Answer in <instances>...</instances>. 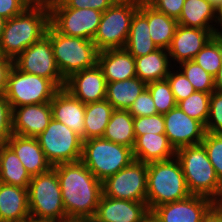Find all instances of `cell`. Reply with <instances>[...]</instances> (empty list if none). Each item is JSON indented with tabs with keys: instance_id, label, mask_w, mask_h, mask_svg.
I'll return each instance as SVG.
<instances>
[{
	"instance_id": "f5cc1de1",
	"label": "cell",
	"mask_w": 222,
	"mask_h": 222,
	"mask_svg": "<svg viewBox=\"0 0 222 222\" xmlns=\"http://www.w3.org/2000/svg\"><path fill=\"white\" fill-rule=\"evenodd\" d=\"M6 21L7 20L5 18L0 16V42H1V39H2V35H3V31H4V27H5Z\"/></svg>"
},
{
	"instance_id": "ab89813d",
	"label": "cell",
	"mask_w": 222,
	"mask_h": 222,
	"mask_svg": "<svg viewBox=\"0 0 222 222\" xmlns=\"http://www.w3.org/2000/svg\"><path fill=\"white\" fill-rule=\"evenodd\" d=\"M208 133H222V93L214 91L210 95L209 116L205 125Z\"/></svg>"
},
{
	"instance_id": "74e56055",
	"label": "cell",
	"mask_w": 222,
	"mask_h": 222,
	"mask_svg": "<svg viewBox=\"0 0 222 222\" xmlns=\"http://www.w3.org/2000/svg\"><path fill=\"white\" fill-rule=\"evenodd\" d=\"M135 136L147 133L165 134V120L163 114L134 118Z\"/></svg>"
},
{
	"instance_id": "44dd1931",
	"label": "cell",
	"mask_w": 222,
	"mask_h": 222,
	"mask_svg": "<svg viewBox=\"0 0 222 222\" xmlns=\"http://www.w3.org/2000/svg\"><path fill=\"white\" fill-rule=\"evenodd\" d=\"M7 145L15 152L31 177L46 173L52 168L36 137H25L12 133Z\"/></svg>"
},
{
	"instance_id": "83f0119b",
	"label": "cell",
	"mask_w": 222,
	"mask_h": 222,
	"mask_svg": "<svg viewBox=\"0 0 222 222\" xmlns=\"http://www.w3.org/2000/svg\"><path fill=\"white\" fill-rule=\"evenodd\" d=\"M147 84L138 77L107 83L106 100L116 110H129Z\"/></svg>"
},
{
	"instance_id": "836d02e7",
	"label": "cell",
	"mask_w": 222,
	"mask_h": 222,
	"mask_svg": "<svg viewBox=\"0 0 222 222\" xmlns=\"http://www.w3.org/2000/svg\"><path fill=\"white\" fill-rule=\"evenodd\" d=\"M210 95L202 91H195L177 103V106L189 117L202 122L206 125L209 116Z\"/></svg>"
},
{
	"instance_id": "6f0895ef",
	"label": "cell",
	"mask_w": 222,
	"mask_h": 222,
	"mask_svg": "<svg viewBox=\"0 0 222 222\" xmlns=\"http://www.w3.org/2000/svg\"><path fill=\"white\" fill-rule=\"evenodd\" d=\"M4 57H5V55L3 54L2 49H1V47H0V61H1Z\"/></svg>"
},
{
	"instance_id": "4316f807",
	"label": "cell",
	"mask_w": 222,
	"mask_h": 222,
	"mask_svg": "<svg viewBox=\"0 0 222 222\" xmlns=\"http://www.w3.org/2000/svg\"><path fill=\"white\" fill-rule=\"evenodd\" d=\"M171 65L168 50L158 48L150 54L135 58L136 77L146 84L164 80L174 67Z\"/></svg>"
},
{
	"instance_id": "e575fe53",
	"label": "cell",
	"mask_w": 222,
	"mask_h": 222,
	"mask_svg": "<svg viewBox=\"0 0 222 222\" xmlns=\"http://www.w3.org/2000/svg\"><path fill=\"white\" fill-rule=\"evenodd\" d=\"M179 69L190 81L196 91L212 93L215 91L214 77L193 60L179 63Z\"/></svg>"
},
{
	"instance_id": "9f6ffc18",
	"label": "cell",
	"mask_w": 222,
	"mask_h": 222,
	"mask_svg": "<svg viewBox=\"0 0 222 222\" xmlns=\"http://www.w3.org/2000/svg\"><path fill=\"white\" fill-rule=\"evenodd\" d=\"M18 222H35V220L33 218H28L26 220L18 221Z\"/></svg>"
},
{
	"instance_id": "4fadbf2b",
	"label": "cell",
	"mask_w": 222,
	"mask_h": 222,
	"mask_svg": "<svg viewBox=\"0 0 222 222\" xmlns=\"http://www.w3.org/2000/svg\"><path fill=\"white\" fill-rule=\"evenodd\" d=\"M13 65L22 72L50 79L59 89L65 87L66 80L56 65L51 40L47 35L19 54L13 60Z\"/></svg>"
},
{
	"instance_id": "ba28073f",
	"label": "cell",
	"mask_w": 222,
	"mask_h": 222,
	"mask_svg": "<svg viewBox=\"0 0 222 222\" xmlns=\"http://www.w3.org/2000/svg\"><path fill=\"white\" fill-rule=\"evenodd\" d=\"M140 0H117L103 12L97 33L93 39L99 52L124 48L130 32L133 15Z\"/></svg>"
},
{
	"instance_id": "277c9868",
	"label": "cell",
	"mask_w": 222,
	"mask_h": 222,
	"mask_svg": "<svg viewBox=\"0 0 222 222\" xmlns=\"http://www.w3.org/2000/svg\"><path fill=\"white\" fill-rule=\"evenodd\" d=\"M175 157L181 165L191 195L214 200L220 194L222 183L202 144L178 148Z\"/></svg>"
},
{
	"instance_id": "7402d4cb",
	"label": "cell",
	"mask_w": 222,
	"mask_h": 222,
	"mask_svg": "<svg viewBox=\"0 0 222 222\" xmlns=\"http://www.w3.org/2000/svg\"><path fill=\"white\" fill-rule=\"evenodd\" d=\"M97 64L107 83L136 77L135 58L125 48L99 52Z\"/></svg>"
},
{
	"instance_id": "680465c9",
	"label": "cell",
	"mask_w": 222,
	"mask_h": 222,
	"mask_svg": "<svg viewBox=\"0 0 222 222\" xmlns=\"http://www.w3.org/2000/svg\"><path fill=\"white\" fill-rule=\"evenodd\" d=\"M4 145H5V144L0 143V158H1V151H2V148H3Z\"/></svg>"
},
{
	"instance_id": "816d5d0a",
	"label": "cell",
	"mask_w": 222,
	"mask_h": 222,
	"mask_svg": "<svg viewBox=\"0 0 222 222\" xmlns=\"http://www.w3.org/2000/svg\"><path fill=\"white\" fill-rule=\"evenodd\" d=\"M217 27L219 26L220 24V28L222 30V6L217 10ZM221 34H222V31H221Z\"/></svg>"
},
{
	"instance_id": "f6af8a7d",
	"label": "cell",
	"mask_w": 222,
	"mask_h": 222,
	"mask_svg": "<svg viewBox=\"0 0 222 222\" xmlns=\"http://www.w3.org/2000/svg\"><path fill=\"white\" fill-rule=\"evenodd\" d=\"M35 0H0V16L6 20L17 16Z\"/></svg>"
},
{
	"instance_id": "8992f818",
	"label": "cell",
	"mask_w": 222,
	"mask_h": 222,
	"mask_svg": "<svg viewBox=\"0 0 222 222\" xmlns=\"http://www.w3.org/2000/svg\"><path fill=\"white\" fill-rule=\"evenodd\" d=\"M133 159L130 147L103 137L83 141L81 161L101 182L128 166Z\"/></svg>"
},
{
	"instance_id": "9c48e42d",
	"label": "cell",
	"mask_w": 222,
	"mask_h": 222,
	"mask_svg": "<svg viewBox=\"0 0 222 222\" xmlns=\"http://www.w3.org/2000/svg\"><path fill=\"white\" fill-rule=\"evenodd\" d=\"M59 88L50 80L11 68L4 96L11 109L19 106L50 102Z\"/></svg>"
},
{
	"instance_id": "484cf974",
	"label": "cell",
	"mask_w": 222,
	"mask_h": 222,
	"mask_svg": "<svg viewBox=\"0 0 222 222\" xmlns=\"http://www.w3.org/2000/svg\"><path fill=\"white\" fill-rule=\"evenodd\" d=\"M178 24L184 27L201 28L206 30H221L213 22H217V10L208 0H185ZM211 23V24H210Z\"/></svg>"
},
{
	"instance_id": "4dcf8cb0",
	"label": "cell",
	"mask_w": 222,
	"mask_h": 222,
	"mask_svg": "<svg viewBox=\"0 0 222 222\" xmlns=\"http://www.w3.org/2000/svg\"><path fill=\"white\" fill-rule=\"evenodd\" d=\"M114 110L113 106L106 99L85 105L84 141L103 137Z\"/></svg>"
},
{
	"instance_id": "7bdbcfd3",
	"label": "cell",
	"mask_w": 222,
	"mask_h": 222,
	"mask_svg": "<svg viewBox=\"0 0 222 222\" xmlns=\"http://www.w3.org/2000/svg\"><path fill=\"white\" fill-rule=\"evenodd\" d=\"M167 16L179 19L185 0H142Z\"/></svg>"
},
{
	"instance_id": "d6a6232c",
	"label": "cell",
	"mask_w": 222,
	"mask_h": 222,
	"mask_svg": "<svg viewBox=\"0 0 222 222\" xmlns=\"http://www.w3.org/2000/svg\"><path fill=\"white\" fill-rule=\"evenodd\" d=\"M193 61L215 77L222 65V34L214 35L197 53Z\"/></svg>"
},
{
	"instance_id": "681fc988",
	"label": "cell",
	"mask_w": 222,
	"mask_h": 222,
	"mask_svg": "<svg viewBox=\"0 0 222 222\" xmlns=\"http://www.w3.org/2000/svg\"><path fill=\"white\" fill-rule=\"evenodd\" d=\"M140 222H161V221L153 211L148 210V212L142 217Z\"/></svg>"
},
{
	"instance_id": "ac0fdd59",
	"label": "cell",
	"mask_w": 222,
	"mask_h": 222,
	"mask_svg": "<svg viewBox=\"0 0 222 222\" xmlns=\"http://www.w3.org/2000/svg\"><path fill=\"white\" fill-rule=\"evenodd\" d=\"M52 119L50 102L19 106L12 109V133L37 137Z\"/></svg>"
},
{
	"instance_id": "1f68e13d",
	"label": "cell",
	"mask_w": 222,
	"mask_h": 222,
	"mask_svg": "<svg viewBox=\"0 0 222 222\" xmlns=\"http://www.w3.org/2000/svg\"><path fill=\"white\" fill-rule=\"evenodd\" d=\"M32 177L29 175L15 152L5 144L0 158V182L28 188Z\"/></svg>"
},
{
	"instance_id": "ee69618b",
	"label": "cell",
	"mask_w": 222,
	"mask_h": 222,
	"mask_svg": "<svg viewBox=\"0 0 222 222\" xmlns=\"http://www.w3.org/2000/svg\"><path fill=\"white\" fill-rule=\"evenodd\" d=\"M65 7L74 9L91 8L105 12L117 0H59Z\"/></svg>"
},
{
	"instance_id": "11a10c76",
	"label": "cell",
	"mask_w": 222,
	"mask_h": 222,
	"mask_svg": "<svg viewBox=\"0 0 222 222\" xmlns=\"http://www.w3.org/2000/svg\"><path fill=\"white\" fill-rule=\"evenodd\" d=\"M35 222H76L70 219H63V220H35Z\"/></svg>"
},
{
	"instance_id": "5bb4252c",
	"label": "cell",
	"mask_w": 222,
	"mask_h": 222,
	"mask_svg": "<svg viewBox=\"0 0 222 222\" xmlns=\"http://www.w3.org/2000/svg\"><path fill=\"white\" fill-rule=\"evenodd\" d=\"M165 135L175 150L201 144L206 134L205 125L189 117L178 106L163 115Z\"/></svg>"
},
{
	"instance_id": "7dc6e473",
	"label": "cell",
	"mask_w": 222,
	"mask_h": 222,
	"mask_svg": "<svg viewBox=\"0 0 222 222\" xmlns=\"http://www.w3.org/2000/svg\"><path fill=\"white\" fill-rule=\"evenodd\" d=\"M201 222H222V214L213 205L203 216Z\"/></svg>"
},
{
	"instance_id": "7c38bea8",
	"label": "cell",
	"mask_w": 222,
	"mask_h": 222,
	"mask_svg": "<svg viewBox=\"0 0 222 222\" xmlns=\"http://www.w3.org/2000/svg\"><path fill=\"white\" fill-rule=\"evenodd\" d=\"M103 195L146 203L147 163L135 160L102 182Z\"/></svg>"
},
{
	"instance_id": "30bf717a",
	"label": "cell",
	"mask_w": 222,
	"mask_h": 222,
	"mask_svg": "<svg viewBox=\"0 0 222 222\" xmlns=\"http://www.w3.org/2000/svg\"><path fill=\"white\" fill-rule=\"evenodd\" d=\"M36 139L52 166L81 160L82 138L54 118Z\"/></svg>"
},
{
	"instance_id": "60d3db41",
	"label": "cell",
	"mask_w": 222,
	"mask_h": 222,
	"mask_svg": "<svg viewBox=\"0 0 222 222\" xmlns=\"http://www.w3.org/2000/svg\"><path fill=\"white\" fill-rule=\"evenodd\" d=\"M128 111L134 118L158 114L147 88L135 99Z\"/></svg>"
},
{
	"instance_id": "f35d334b",
	"label": "cell",
	"mask_w": 222,
	"mask_h": 222,
	"mask_svg": "<svg viewBox=\"0 0 222 222\" xmlns=\"http://www.w3.org/2000/svg\"><path fill=\"white\" fill-rule=\"evenodd\" d=\"M166 79L170 85L176 103L186 99L196 91L183 72L180 71V69L176 72L170 70Z\"/></svg>"
},
{
	"instance_id": "d4e9b609",
	"label": "cell",
	"mask_w": 222,
	"mask_h": 222,
	"mask_svg": "<svg viewBox=\"0 0 222 222\" xmlns=\"http://www.w3.org/2000/svg\"><path fill=\"white\" fill-rule=\"evenodd\" d=\"M138 10L148 20L149 33L154 44L157 48L167 50L170 47L178 25L177 20L157 11L142 0L139 2Z\"/></svg>"
},
{
	"instance_id": "f907efd6",
	"label": "cell",
	"mask_w": 222,
	"mask_h": 222,
	"mask_svg": "<svg viewBox=\"0 0 222 222\" xmlns=\"http://www.w3.org/2000/svg\"><path fill=\"white\" fill-rule=\"evenodd\" d=\"M213 205L217 210L222 214V191L220 194L213 200Z\"/></svg>"
},
{
	"instance_id": "c3c4849f",
	"label": "cell",
	"mask_w": 222,
	"mask_h": 222,
	"mask_svg": "<svg viewBox=\"0 0 222 222\" xmlns=\"http://www.w3.org/2000/svg\"><path fill=\"white\" fill-rule=\"evenodd\" d=\"M215 91L222 93V65L214 77Z\"/></svg>"
},
{
	"instance_id": "7a4b0ae2",
	"label": "cell",
	"mask_w": 222,
	"mask_h": 222,
	"mask_svg": "<svg viewBox=\"0 0 222 222\" xmlns=\"http://www.w3.org/2000/svg\"><path fill=\"white\" fill-rule=\"evenodd\" d=\"M50 25L46 0H35L22 13L6 21L0 47L6 57L15 59L27 47L42 39Z\"/></svg>"
},
{
	"instance_id": "2e32d148",
	"label": "cell",
	"mask_w": 222,
	"mask_h": 222,
	"mask_svg": "<svg viewBox=\"0 0 222 222\" xmlns=\"http://www.w3.org/2000/svg\"><path fill=\"white\" fill-rule=\"evenodd\" d=\"M212 206V199L190 195L182 200L162 204L152 211L161 222H201Z\"/></svg>"
},
{
	"instance_id": "f1b7e54d",
	"label": "cell",
	"mask_w": 222,
	"mask_h": 222,
	"mask_svg": "<svg viewBox=\"0 0 222 222\" xmlns=\"http://www.w3.org/2000/svg\"><path fill=\"white\" fill-rule=\"evenodd\" d=\"M124 48L134 58L145 56L158 49L150 37L148 20L139 10L132 17Z\"/></svg>"
},
{
	"instance_id": "5b68a950",
	"label": "cell",
	"mask_w": 222,
	"mask_h": 222,
	"mask_svg": "<svg viewBox=\"0 0 222 222\" xmlns=\"http://www.w3.org/2000/svg\"><path fill=\"white\" fill-rule=\"evenodd\" d=\"M46 35L51 40L56 65L65 80L73 73L97 65L99 51L92 40L66 36L51 24Z\"/></svg>"
},
{
	"instance_id": "cb8c5ba5",
	"label": "cell",
	"mask_w": 222,
	"mask_h": 222,
	"mask_svg": "<svg viewBox=\"0 0 222 222\" xmlns=\"http://www.w3.org/2000/svg\"><path fill=\"white\" fill-rule=\"evenodd\" d=\"M132 154L135 160L148 164L171 159L176 150L165 134L145 133L135 137Z\"/></svg>"
},
{
	"instance_id": "603a6c76",
	"label": "cell",
	"mask_w": 222,
	"mask_h": 222,
	"mask_svg": "<svg viewBox=\"0 0 222 222\" xmlns=\"http://www.w3.org/2000/svg\"><path fill=\"white\" fill-rule=\"evenodd\" d=\"M30 218L27 188L0 182V222Z\"/></svg>"
},
{
	"instance_id": "bcb514c9",
	"label": "cell",
	"mask_w": 222,
	"mask_h": 222,
	"mask_svg": "<svg viewBox=\"0 0 222 222\" xmlns=\"http://www.w3.org/2000/svg\"><path fill=\"white\" fill-rule=\"evenodd\" d=\"M12 67L13 59L5 56L0 61V95L5 93L8 75Z\"/></svg>"
},
{
	"instance_id": "d6986e66",
	"label": "cell",
	"mask_w": 222,
	"mask_h": 222,
	"mask_svg": "<svg viewBox=\"0 0 222 222\" xmlns=\"http://www.w3.org/2000/svg\"><path fill=\"white\" fill-rule=\"evenodd\" d=\"M148 210L145 202L110 198L102 194L90 222H140Z\"/></svg>"
},
{
	"instance_id": "52a82bcc",
	"label": "cell",
	"mask_w": 222,
	"mask_h": 222,
	"mask_svg": "<svg viewBox=\"0 0 222 222\" xmlns=\"http://www.w3.org/2000/svg\"><path fill=\"white\" fill-rule=\"evenodd\" d=\"M27 190L30 218L34 220L68 219L57 173L53 168L46 173L33 176Z\"/></svg>"
},
{
	"instance_id": "d590c367",
	"label": "cell",
	"mask_w": 222,
	"mask_h": 222,
	"mask_svg": "<svg viewBox=\"0 0 222 222\" xmlns=\"http://www.w3.org/2000/svg\"><path fill=\"white\" fill-rule=\"evenodd\" d=\"M153 99L158 114H166L177 106L167 79L150 82L146 87Z\"/></svg>"
},
{
	"instance_id": "b9f144b4",
	"label": "cell",
	"mask_w": 222,
	"mask_h": 222,
	"mask_svg": "<svg viewBox=\"0 0 222 222\" xmlns=\"http://www.w3.org/2000/svg\"><path fill=\"white\" fill-rule=\"evenodd\" d=\"M12 135V109L6 97L0 95V143L7 144Z\"/></svg>"
},
{
	"instance_id": "ffe728a7",
	"label": "cell",
	"mask_w": 222,
	"mask_h": 222,
	"mask_svg": "<svg viewBox=\"0 0 222 222\" xmlns=\"http://www.w3.org/2000/svg\"><path fill=\"white\" fill-rule=\"evenodd\" d=\"M52 118L73 130L84 141L85 104L65 88H60L50 101Z\"/></svg>"
},
{
	"instance_id": "f546056e",
	"label": "cell",
	"mask_w": 222,
	"mask_h": 222,
	"mask_svg": "<svg viewBox=\"0 0 222 222\" xmlns=\"http://www.w3.org/2000/svg\"><path fill=\"white\" fill-rule=\"evenodd\" d=\"M134 117L128 110H114L106 126L104 139L130 147L135 143Z\"/></svg>"
},
{
	"instance_id": "8d00e7d4",
	"label": "cell",
	"mask_w": 222,
	"mask_h": 222,
	"mask_svg": "<svg viewBox=\"0 0 222 222\" xmlns=\"http://www.w3.org/2000/svg\"><path fill=\"white\" fill-rule=\"evenodd\" d=\"M212 163L215 173L222 183V133H208L201 143Z\"/></svg>"
},
{
	"instance_id": "e0dca14e",
	"label": "cell",
	"mask_w": 222,
	"mask_h": 222,
	"mask_svg": "<svg viewBox=\"0 0 222 222\" xmlns=\"http://www.w3.org/2000/svg\"><path fill=\"white\" fill-rule=\"evenodd\" d=\"M217 34V30L184 27L178 24L167 49L170 60L177 61V64L193 60L206 43Z\"/></svg>"
},
{
	"instance_id": "9a60e30c",
	"label": "cell",
	"mask_w": 222,
	"mask_h": 222,
	"mask_svg": "<svg viewBox=\"0 0 222 222\" xmlns=\"http://www.w3.org/2000/svg\"><path fill=\"white\" fill-rule=\"evenodd\" d=\"M64 88L85 105L106 99L107 82L98 64L73 73Z\"/></svg>"
},
{
	"instance_id": "6da1fadb",
	"label": "cell",
	"mask_w": 222,
	"mask_h": 222,
	"mask_svg": "<svg viewBox=\"0 0 222 222\" xmlns=\"http://www.w3.org/2000/svg\"><path fill=\"white\" fill-rule=\"evenodd\" d=\"M52 168L57 173L67 218L76 222H90L103 194L102 182L81 160L60 163Z\"/></svg>"
},
{
	"instance_id": "3957f363",
	"label": "cell",
	"mask_w": 222,
	"mask_h": 222,
	"mask_svg": "<svg viewBox=\"0 0 222 222\" xmlns=\"http://www.w3.org/2000/svg\"><path fill=\"white\" fill-rule=\"evenodd\" d=\"M190 195L184 173L176 157L147 164L146 204L149 210L185 199Z\"/></svg>"
},
{
	"instance_id": "8fae6325",
	"label": "cell",
	"mask_w": 222,
	"mask_h": 222,
	"mask_svg": "<svg viewBox=\"0 0 222 222\" xmlns=\"http://www.w3.org/2000/svg\"><path fill=\"white\" fill-rule=\"evenodd\" d=\"M46 1L50 9V24L58 32L93 41L103 12L91 8H67L59 0Z\"/></svg>"
},
{
	"instance_id": "db71d44e",
	"label": "cell",
	"mask_w": 222,
	"mask_h": 222,
	"mask_svg": "<svg viewBox=\"0 0 222 222\" xmlns=\"http://www.w3.org/2000/svg\"><path fill=\"white\" fill-rule=\"evenodd\" d=\"M212 6L218 10L222 6V0H208Z\"/></svg>"
}]
</instances>
